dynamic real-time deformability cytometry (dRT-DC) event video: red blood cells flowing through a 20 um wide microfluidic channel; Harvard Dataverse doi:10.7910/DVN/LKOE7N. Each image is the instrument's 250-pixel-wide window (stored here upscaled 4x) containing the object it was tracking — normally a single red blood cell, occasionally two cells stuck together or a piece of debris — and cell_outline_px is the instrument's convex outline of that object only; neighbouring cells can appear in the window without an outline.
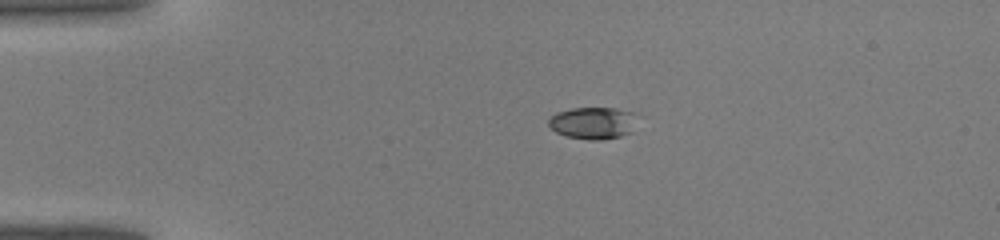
{"species": "common noctule bat (a hibernating species)", "species_latin": "Nyctalus noctula", "temperature_condition": "warm", "stored_images_in_passage": 35, "camera_frame_rate_fps": 3000, "um_per_image_px": 0.085, "animal": {"sex": "male", "body_mass_g": 19.0, "forearm_length_mm": 50.8}, "frame": {"image": 1, "passage_image": 1, "time_ms": 0.0, "image_size_px": [1000, 240], "cell_outline_px": [[636, 112], [632, 132], [620, 136], [600, 140], [588, 140], [564, 136], [556, 132], [548, 124], [548, 120], [556, 112], [572, 108], [616, 108]], "centroid_in_image_um": [50.4, 10.45], "position_along_channel_um": 34.6, "area_um2": 16.65}}
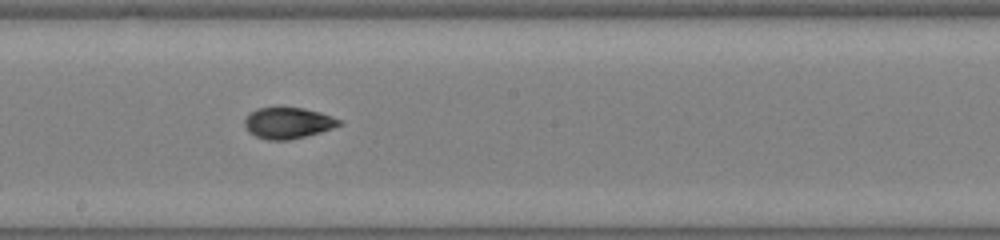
{"frame": {"image": 2, "passage_image": 16, "time_ms": 5.0, "image_size_px": [1000, 240], "cell_outline_px": [[344, 124], [320, 132], [288, 140], [268, 140], [256, 136], [248, 132], [244, 124], [244, 120], [256, 108], [276, 104], [304, 108], [320, 112], [344, 120]], "centroid_in_image_um": [24.49, 10.4], "position_along_channel_um": 223.7, "area_um2": 17.8}}
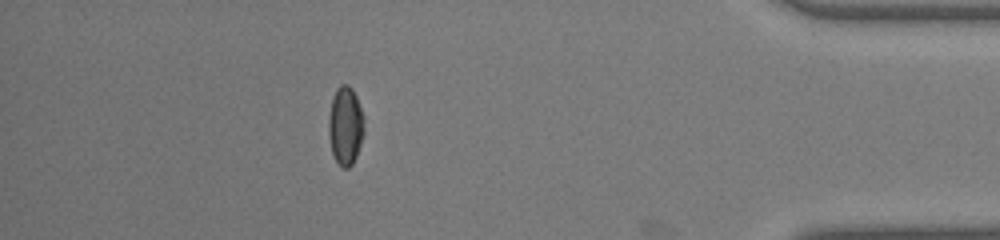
{"frame": {"image": 3, "passage_image": 30, "time_ms": 9.667, "image_size_px": [1000, 240], "cell_outline_px": [[364, 132], [356, 156], [352, 164], [348, 168], [344, 168], [336, 160], [332, 152], [328, 136], [328, 120], [332, 96], [336, 88], [340, 84], [348, 84], [352, 88], [356, 96], [364, 116]], "centroid_in_image_um": [29.35, 10.64], "position_along_channel_um": 405.8, "area_um2": 16.36}}